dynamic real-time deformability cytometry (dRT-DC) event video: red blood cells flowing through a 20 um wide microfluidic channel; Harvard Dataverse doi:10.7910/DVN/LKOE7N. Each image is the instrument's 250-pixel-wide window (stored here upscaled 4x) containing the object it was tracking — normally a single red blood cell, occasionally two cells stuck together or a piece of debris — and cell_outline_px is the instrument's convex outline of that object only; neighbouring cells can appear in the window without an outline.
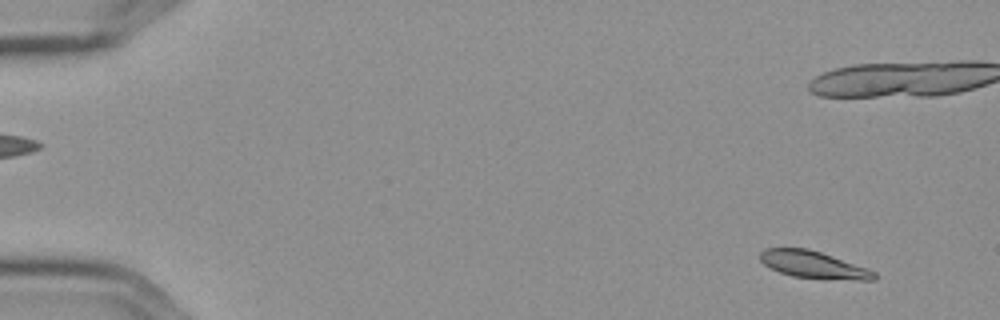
{"species": "Egyptian fruit bat (a non-hibernating species)", "species_latin": "Rousettus aegyptiacus", "temperature_condition": "cold", "stored_images_in_passage": 8, "camera_frame_rate_fps": 3000, "um_per_image_px": 0.085, "frame": {"image": 1, "passage_image": 2, "time_ms": 0.333, "image_size_px": [1000, 320], "cell_outline_px": [[876, 280], [824, 280], [792, 276], [780, 272], [764, 264], [760, 260], [760, 252], [764, 248], [808, 248], [868, 268], [876, 272]], "centroid_in_image_um": [69.17, 22.52], "position_along_channel_um": 15.8, "area_um2": 18.26}}